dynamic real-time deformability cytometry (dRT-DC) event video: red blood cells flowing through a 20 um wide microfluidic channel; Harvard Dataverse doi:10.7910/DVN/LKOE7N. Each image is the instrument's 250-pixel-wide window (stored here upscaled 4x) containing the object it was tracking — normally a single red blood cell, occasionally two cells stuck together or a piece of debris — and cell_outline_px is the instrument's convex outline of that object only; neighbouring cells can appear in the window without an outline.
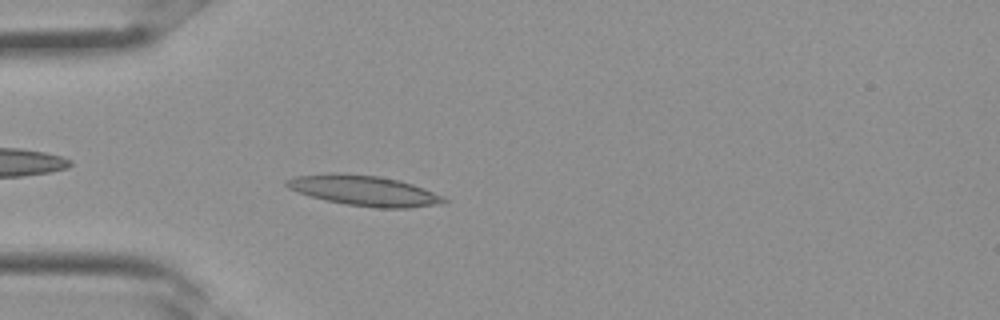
{"species": "Egyptian fruit bat (a non-hibernating species)", "species_latin": "Rousettus aegyptiacus", "temperature_condition": "room temperature", "stored_images_in_passage": 33, "camera_frame_rate_fps": 3000, "um_per_image_px": 0.085, "frame": {"image": 1, "passage_image": 9, "time_ms": 2.667, "image_size_px": [1000, 320], "cell_outline_px": [[448, 200], [444, 204], [408, 208], [376, 208], [344, 204], [296, 192], [288, 188], [284, 184], [284, 180], [296, 176], [332, 172], [344, 172], [380, 176], [400, 180], [424, 188], [444, 196]], "centroid_in_image_um": [30.96, 16.19], "position_along_channel_um": 54.0, "area_um2": 28.21}}
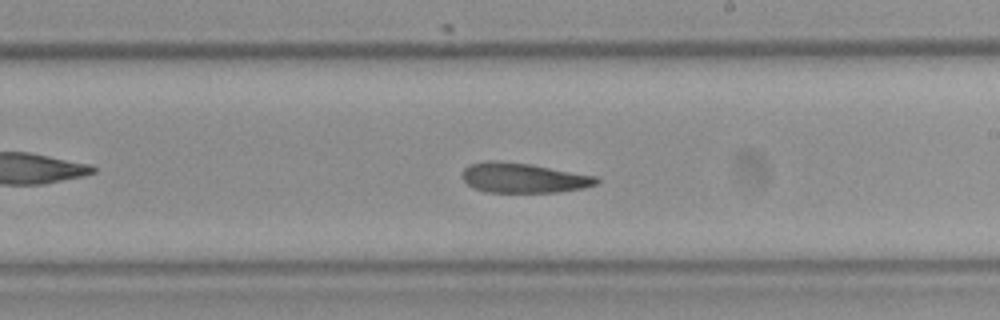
{"frame": {"image": 2, "passage_image": 19, "time_ms": 6.0, "image_size_px": [1000, 320], "cell_outline_px": [[600, 180], [596, 184], [584, 188], [556, 192], [484, 192], [472, 188], [464, 180], [464, 168], [468, 164], [484, 160], [500, 160], [532, 164], [600, 176]], "centroid_in_image_um": [44.51, 15.1], "position_along_channel_um": 244.5, "area_um2": 23.81}}
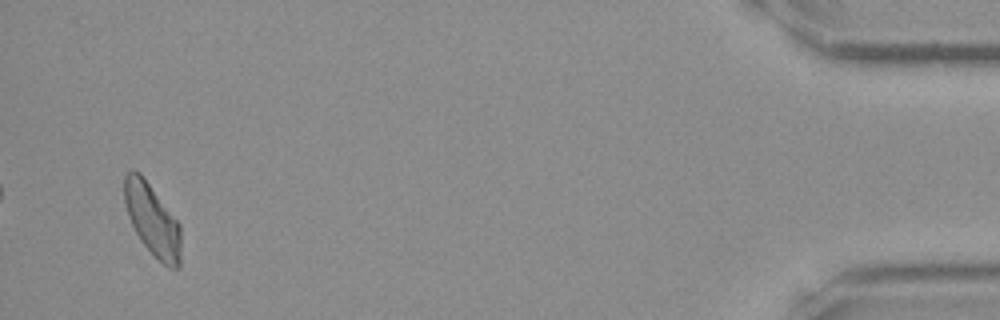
{"frame": {"image": 3, "passage_image": 32, "time_ms": 10.333, "image_size_px": [1000, 320], "cell_outline_px": [[180, 268], [168, 268], [140, 240], [128, 216], [124, 200], [124, 176], [132, 168], [140, 172], [180, 224]], "centroid_in_image_um": [12.94, 18.66], "position_along_channel_um": 422.3, "area_um2": 23.41}}